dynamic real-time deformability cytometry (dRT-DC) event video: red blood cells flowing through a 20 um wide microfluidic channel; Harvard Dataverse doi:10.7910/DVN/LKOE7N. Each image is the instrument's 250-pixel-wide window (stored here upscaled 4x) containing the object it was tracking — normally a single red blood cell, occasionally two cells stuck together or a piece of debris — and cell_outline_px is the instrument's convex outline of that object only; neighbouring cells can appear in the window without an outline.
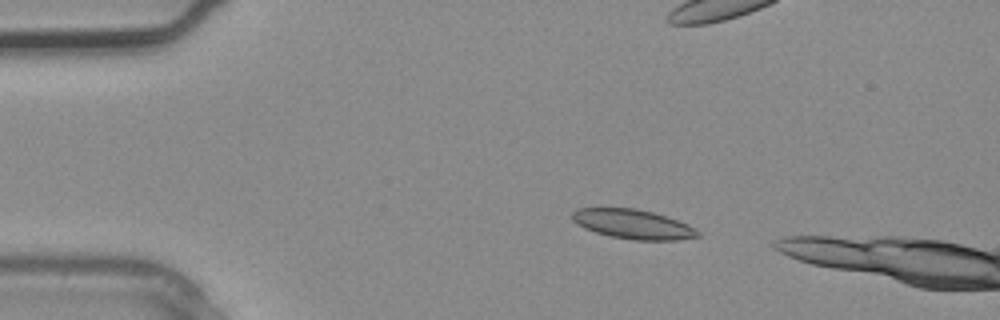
{"species": "common noctule bat (a hibernating species)", "species_latin": "Nyctalus noctula", "temperature_condition": "warm", "stored_images_in_passage": 2, "camera_frame_rate_fps": 3000, "um_per_image_px": 0.085, "animal": {"sex": "male", "body_mass_g": 20.4}, "frame": {"image": 1, "passage_image": 1, "time_ms": 0.0, "image_size_px": [1000, 320], "cell_outline_px": [[700, 236], [680, 240], [636, 240], [612, 236], [596, 232], [584, 228], [572, 220], [572, 212], [576, 208], [636, 208], [652, 212], [688, 224], [696, 228], [700, 232]], "centroid_in_image_um": [53.82, 19.05], "position_along_channel_um": 31.2, "area_um2": 21.44}}